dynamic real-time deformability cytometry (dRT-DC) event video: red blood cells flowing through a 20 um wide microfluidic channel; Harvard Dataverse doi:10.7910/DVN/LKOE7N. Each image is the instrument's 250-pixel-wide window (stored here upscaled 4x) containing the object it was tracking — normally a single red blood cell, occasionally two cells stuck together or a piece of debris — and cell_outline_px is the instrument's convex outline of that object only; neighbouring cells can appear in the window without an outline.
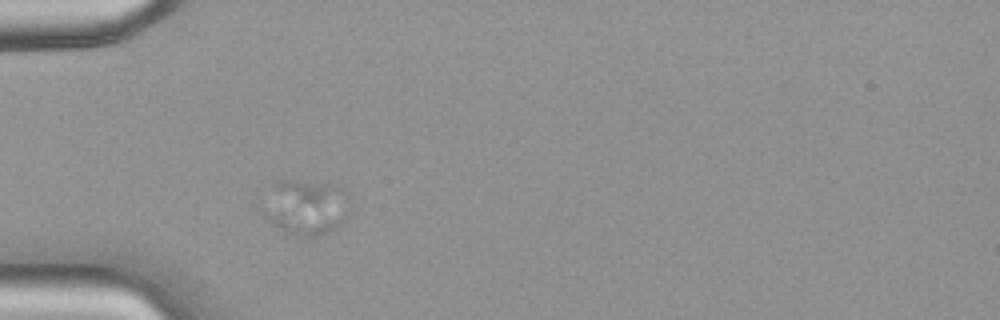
{"species": "common noctule bat (a hibernating species)", "species_latin": "Nyctalus noctula", "temperature_condition": "warm", "stored_images_in_passage": 47, "camera_frame_rate_fps": 3000, "um_per_image_px": 0.085, "animal": {"sex": "female", "body_mass_g": 18.4}, "frame": {"image": 1, "passage_image": 12, "time_ms": 3.667, "image_size_px": [1000, 320], "cell_outline_px": [[348, 216], [336, 228], [320, 236], [296, 236], [280, 228], [268, 220], [264, 216], [348, 196]], "centroid_in_image_um": [26.56, 18.53], "position_along_channel_um": 58.4, "area_um2": 14.51}}
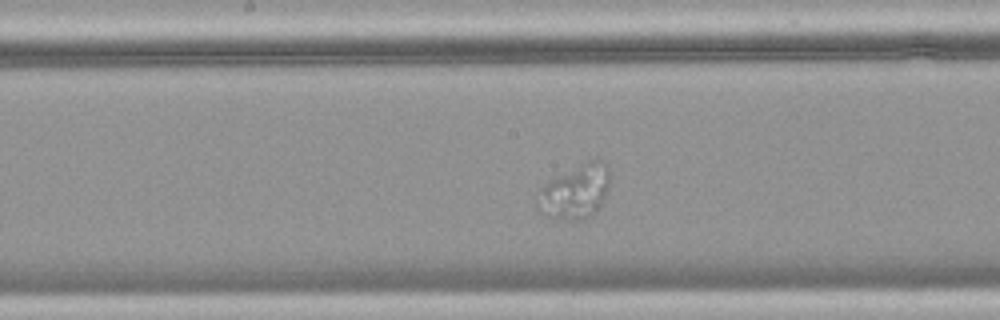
{"frame": {"image": 2, "passage_image": 23, "time_ms": 7.333, "image_size_px": [1000, 320], "cell_outline_px": [[608, 188], [596, 212], [592, 216], [584, 220], [556, 220], [544, 216], [536, 208], [536, 200], [540, 188], [548, 180], [596, 156], [600, 156], [604, 160], [608, 168]], "centroid_in_image_um": [48.86, 16.3], "position_along_channel_um": 199.3, "area_um2": 23.47}}
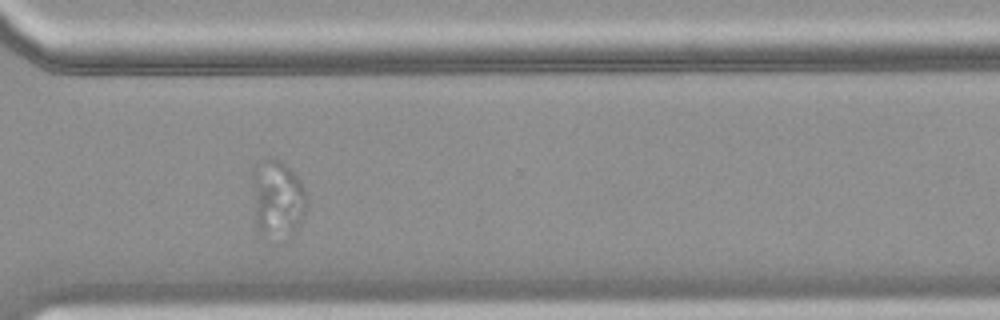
{"frame": {"image": 3, "passage_image": 34, "time_ms": 11.0, "image_size_px": [1000, 320], "cell_outline_px": [[304, 212], [300, 224], [288, 240], [256, 232], [256, 184], [272, 160], [276, 160], [284, 164], [300, 180], [304, 188]], "centroid_in_image_um": [23.72, 17.14], "position_along_channel_um": 346.9, "area_um2": 21.91}}